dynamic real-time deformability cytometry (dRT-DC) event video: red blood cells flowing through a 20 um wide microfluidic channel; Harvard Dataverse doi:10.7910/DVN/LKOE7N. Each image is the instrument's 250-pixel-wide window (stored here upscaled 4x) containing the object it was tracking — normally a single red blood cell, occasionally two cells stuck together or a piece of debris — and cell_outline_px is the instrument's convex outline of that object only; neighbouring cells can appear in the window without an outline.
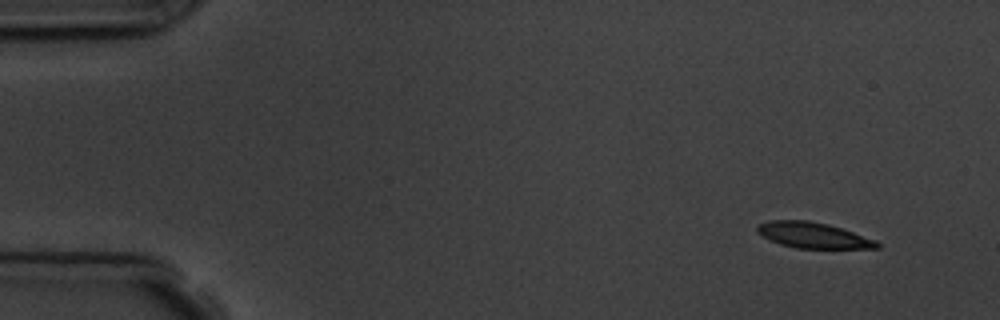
{"species": "common noctule bat (a hibernating species)", "species_latin": "Nyctalus noctula", "temperature_condition": "room temperature", "stored_images_in_passage": 4, "camera_frame_rate_fps": 3000, "um_per_image_px": 0.085, "animal": {"sex": "male", "body_mass_g": 19.5, "forearm_length_mm": 54.6}, "frame": {"image": 1, "passage_image": 1, "time_ms": 0.0, "image_size_px": [1000, 320], "cell_outline_px": [[880, 248], [796, 248], [780, 244], [756, 232], [756, 228], [760, 224], [768, 220], [808, 220], [828, 224], [876, 240], [880, 244]], "centroid_in_image_um": [69.11, 19.99], "position_along_channel_um": 15.9, "area_um2": 17.74}}
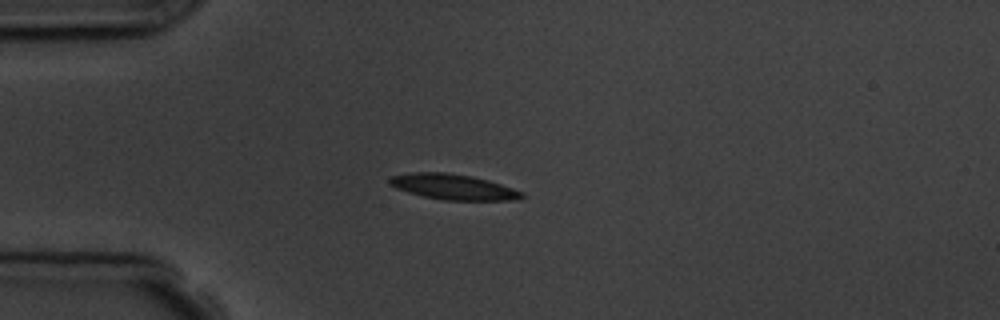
{"frame": {"image": 2, "passage_image": 4, "time_ms": 3.333, "image_size_px": [1000, 320], "cell_outline_px": [[524, 196], [520, 200], [444, 200], [424, 196], [408, 192], [396, 188], [388, 184], [388, 180], [392, 176], [412, 172], [448, 172], [472, 176], [488, 180], [524, 192]], "centroid_in_image_um": [38.53, 15.88], "position_along_channel_um": 46.5, "area_um2": 19.65}}